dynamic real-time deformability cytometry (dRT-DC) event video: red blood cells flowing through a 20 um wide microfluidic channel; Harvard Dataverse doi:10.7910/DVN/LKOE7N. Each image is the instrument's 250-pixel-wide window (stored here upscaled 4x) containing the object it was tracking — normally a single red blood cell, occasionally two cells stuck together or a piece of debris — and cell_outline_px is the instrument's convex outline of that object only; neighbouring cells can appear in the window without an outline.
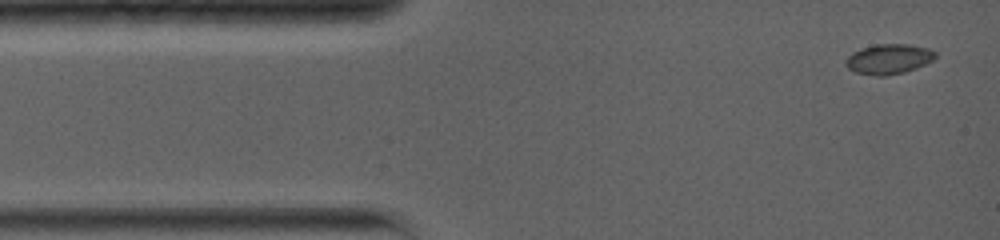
{"species": "common noctule bat (a hibernating species)", "species_latin": "Nyctalus noctula", "temperature_condition": "warm", "stored_images_in_passage": 6, "camera_frame_rate_fps": 5000, "um_per_image_px": 0.085, "animal": {"sex": "female", "body_mass_g": 19.0, "forearm_length_mm": 56.7}, "frame": {"image": 1, "passage_image": 1, "time_ms": 0.0, "image_size_px": [1000, 240], "cell_outline_px": [[936, 56], [932, 60], [916, 68], [904, 72], [884, 76], [876, 76], [856, 72], [848, 68], [844, 64], [844, 60], [852, 52], [860, 48], [876, 44], [908, 44], [928, 48], [936, 52]], "centroid_in_image_um": [75.5, 5.01], "position_along_channel_um": 9.5, "area_um2": 15.72}}
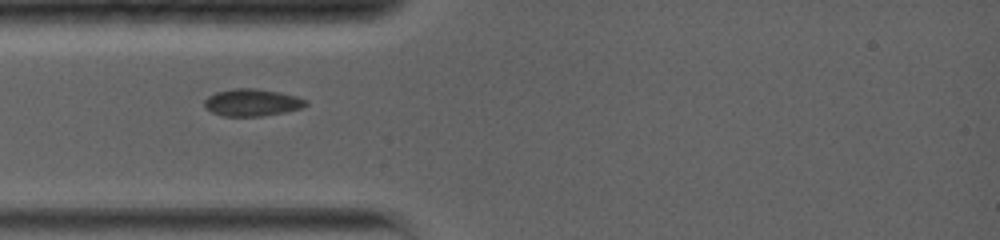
{"frame": {"image": 2, "passage_image": 5, "time_ms": 3.2, "image_size_px": [1000, 240], "cell_outline_px": [[308, 104], [304, 108], [284, 112], [260, 116], [220, 116], [204, 108], [204, 100], [208, 96], [216, 92], [232, 88], [252, 88], [280, 92], [296, 96], [308, 100]], "centroid_in_image_um": [21.42, 8.71], "position_along_channel_um": 63.6, "area_um2": 16.24}}
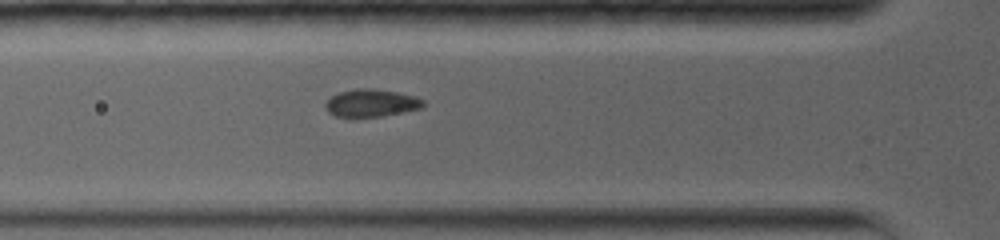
{"frame": {"image": 3, "passage_image": 6, "time_ms": 4.0, "image_size_px": [1000, 240], "cell_outline_px": [[424, 108], [380, 116], [336, 116], [328, 112], [324, 108], [324, 104], [332, 96], [340, 92], [356, 88], [372, 88], [396, 92], [412, 96], [424, 100]], "centroid_in_image_um": [31.55, 8.75], "position_along_channel_um": 94.3, "area_um2": 15.49}}